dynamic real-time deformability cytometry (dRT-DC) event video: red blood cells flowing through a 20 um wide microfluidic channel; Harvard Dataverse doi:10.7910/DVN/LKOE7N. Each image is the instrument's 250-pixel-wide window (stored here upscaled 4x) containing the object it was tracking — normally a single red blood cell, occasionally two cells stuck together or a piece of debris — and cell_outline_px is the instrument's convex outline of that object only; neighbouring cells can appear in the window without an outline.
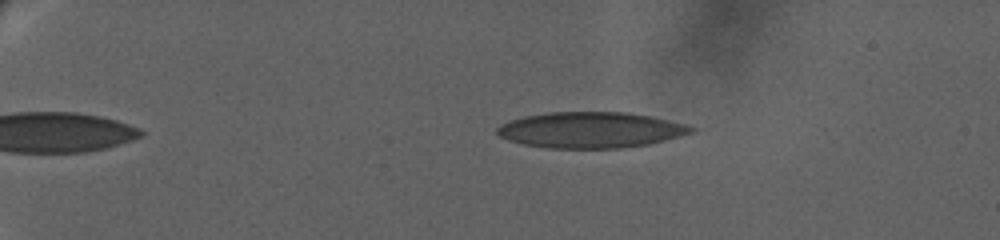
{"species": "human", "species_latin": "Homo sapiens", "temperature_condition": "warm", "stored_images_in_passage": 41, "camera_frame_rate_fps": 3000, "um_per_image_px": 0.085, "donor": {"sex": "female"}, "frame": {"image": 1, "passage_image": 5, "time_ms": 1.333, "image_size_px": [1000, 240], "cell_outline_px": [[696, 128], [692, 132], [664, 140], [648, 144], [620, 148], [548, 148], [524, 144], [508, 140], [500, 136], [496, 132], [496, 128], [500, 124], [508, 120], [524, 116], [548, 112], [628, 112], [652, 116], [684, 124]], "centroid_in_image_um": [50.16, 11.04], "position_along_channel_um": 34.8, "area_um2": 40.52}}
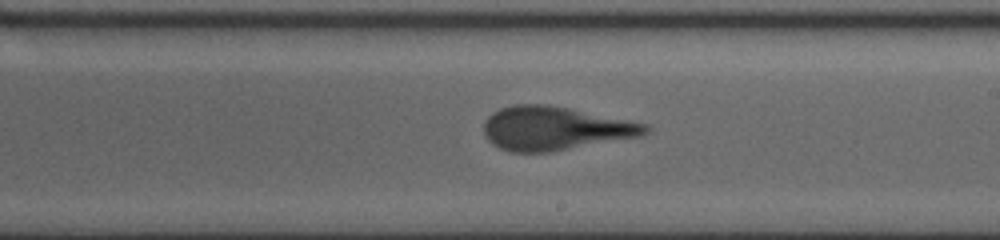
{"frame": {"image": 2, "passage_image": 26, "time_ms": 11.667, "image_size_px": [1000, 240], "cell_outline_px": [[648, 132], [640, 136], [548, 152], [512, 152], [500, 148], [492, 144], [484, 136], [484, 120], [492, 112], [500, 108], [512, 104], [548, 104], [648, 124]], "centroid_in_image_um": [47.1, 10.9], "position_along_channel_um": 241.9, "area_um2": 40.86}}
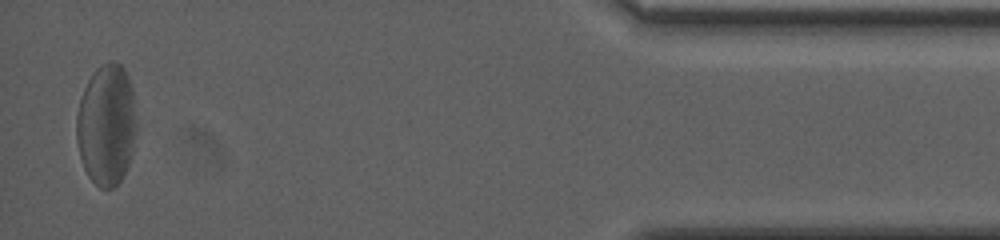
{"frame": {"image": 3, "passage_image": 41, "time_ms": 19.667, "image_size_px": [1000, 240], "cell_outline_px": [[136, 128], [132, 152], [124, 176], [112, 188], [100, 188], [88, 176], [84, 168], [80, 156], [76, 140], [76, 116], [80, 100], [84, 88], [92, 72], [100, 64], [108, 60], [112, 60], [120, 64], [124, 68], [128, 76], [132, 88], [136, 124]], "centroid_in_image_um": [9.04, 10.58], "position_along_channel_um": 426.2, "area_um2": 42.6}, "authors_computed_cell_mechanics": {"area_um2": 40.9802, "velocity_mm_per_s": 2.9968, "shape_relaxation_time_tau1_ms": 5.753, "shape_relaxation_time_tau2_ms": 1.1775, "deformation_change_tau1": 0.1905, "deformation_change_tau2": 0.0826}}